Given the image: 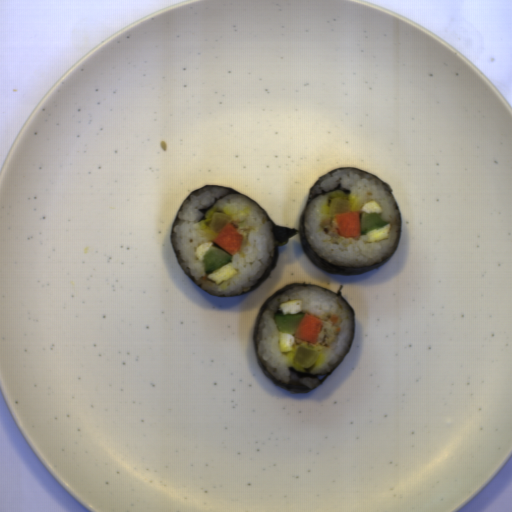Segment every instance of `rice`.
<instances>
[{"label":"rice","mask_w":512,"mask_h":512,"mask_svg":"<svg viewBox=\"0 0 512 512\" xmlns=\"http://www.w3.org/2000/svg\"><path fill=\"white\" fill-rule=\"evenodd\" d=\"M229 190L219 187H204L190 194L185 199L173 226L171 240L178 251V261L187 275L194 278L198 287L212 295L221 297L239 296L250 291L262 274L274 260L275 237L273 225L268 221L263 209L242 194H231ZM212 206L229 208L234 215V227L242 235L239 249L230 259V264L238 272L221 284L207 278L205 264L199 261L195 251L199 245L214 241L216 236L205 233L198 224L204 213L203 209L211 205L215 198H220Z\"/></svg>","instance_id":"1"},{"label":"rice","mask_w":512,"mask_h":512,"mask_svg":"<svg viewBox=\"0 0 512 512\" xmlns=\"http://www.w3.org/2000/svg\"><path fill=\"white\" fill-rule=\"evenodd\" d=\"M339 184L354 195L359 214L362 206L370 200L378 203L382 209L378 214L391 225L388 239L365 242L367 234H360L359 238H345L338 234L335 217L322 212L328 199L327 194H322L309 203L304 214L305 234L310 246L317 255L339 266L372 267L383 262L393 253L401 237L400 209L391 191L380 179L350 168L326 175L311 194L330 191Z\"/></svg>","instance_id":"2"},{"label":"rice","mask_w":512,"mask_h":512,"mask_svg":"<svg viewBox=\"0 0 512 512\" xmlns=\"http://www.w3.org/2000/svg\"><path fill=\"white\" fill-rule=\"evenodd\" d=\"M302 298V312L323 320V328L315 343L296 338L293 351L281 353L278 348V330L273 320L278 304L287 300ZM258 328L257 352L264 367L278 380L289 386L294 367L298 372L325 374L330 372L343 358L351 340L353 312L348 305L334 293L321 287L296 286L286 290L269 302L263 312ZM320 350L318 359L311 369L298 367L292 363L299 345Z\"/></svg>","instance_id":"3"}]
</instances>
